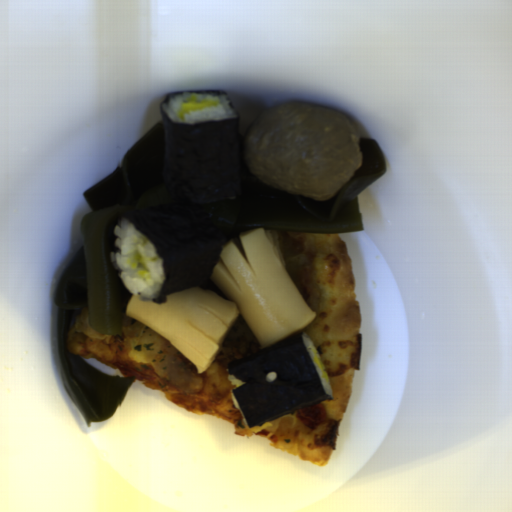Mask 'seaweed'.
<instances>
[{"mask_svg":"<svg viewBox=\"0 0 512 512\" xmlns=\"http://www.w3.org/2000/svg\"><path fill=\"white\" fill-rule=\"evenodd\" d=\"M303 333L266 348L249 357L228 362V375L244 384L233 389L249 426L264 423L294 411L329 400L307 348ZM268 372H277L274 382L266 381Z\"/></svg>","mask_w":512,"mask_h":512,"instance_id":"seaweed-3","label":"seaweed"},{"mask_svg":"<svg viewBox=\"0 0 512 512\" xmlns=\"http://www.w3.org/2000/svg\"><path fill=\"white\" fill-rule=\"evenodd\" d=\"M183 92L174 91L159 103L162 112V183L175 202L210 204L243 190L241 128L239 113L227 92L191 90L223 94L237 117L191 124L172 121L164 103Z\"/></svg>","mask_w":512,"mask_h":512,"instance_id":"seaweed-1","label":"seaweed"},{"mask_svg":"<svg viewBox=\"0 0 512 512\" xmlns=\"http://www.w3.org/2000/svg\"><path fill=\"white\" fill-rule=\"evenodd\" d=\"M126 219L154 246L162 260L164 283L154 299L208 282L227 234L203 208L191 204L151 206L119 213L109 223L108 247L115 250V225Z\"/></svg>","mask_w":512,"mask_h":512,"instance_id":"seaweed-2","label":"seaweed"}]
</instances>
